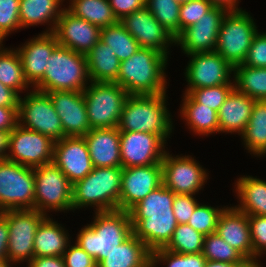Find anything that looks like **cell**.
Masks as SVG:
<instances>
[{"label": "cell", "mask_w": 266, "mask_h": 267, "mask_svg": "<svg viewBox=\"0 0 266 267\" xmlns=\"http://www.w3.org/2000/svg\"><path fill=\"white\" fill-rule=\"evenodd\" d=\"M194 196L175 194L173 213L178 224H187L196 206L199 204Z\"/></svg>", "instance_id": "49"}, {"label": "cell", "mask_w": 266, "mask_h": 267, "mask_svg": "<svg viewBox=\"0 0 266 267\" xmlns=\"http://www.w3.org/2000/svg\"><path fill=\"white\" fill-rule=\"evenodd\" d=\"M227 12L222 7L213 6L197 23L175 38V45L180 46L186 55L215 51L221 22Z\"/></svg>", "instance_id": "17"}, {"label": "cell", "mask_w": 266, "mask_h": 267, "mask_svg": "<svg viewBox=\"0 0 266 267\" xmlns=\"http://www.w3.org/2000/svg\"><path fill=\"white\" fill-rule=\"evenodd\" d=\"M167 94L129 95L120 116L119 131H140L159 135L165 142L174 130L167 110ZM173 129V130H172Z\"/></svg>", "instance_id": "3"}, {"label": "cell", "mask_w": 266, "mask_h": 267, "mask_svg": "<svg viewBox=\"0 0 266 267\" xmlns=\"http://www.w3.org/2000/svg\"><path fill=\"white\" fill-rule=\"evenodd\" d=\"M10 132L11 131L0 130V160H5L7 158Z\"/></svg>", "instance_id": "57"}, {"label": "cell", "mask_w": 266, "mask_h": 267, "mask_svg": "<svg viewBox=\"0 0 266 267\" xmlns=\"http://www.w3.org/2000/svg\"><path fill=\"white\" fill-rule=\"evenodd\" d=\"M167 56L151 48H140L120 63L119 84L129 95H157L166 93Z\"/></svg>", "instance_id": "1"}, {"label": "cell", "mask_w": 266, "mask_h": 267, "mask_svg": "<svg viewBox=\"0 0 266 267\" xmlns=\"http://www.w3.org/2000/svg\"><path fill=\"white\" fill-rule=\"evenodd\" d=\"M202 253L206 260L210 261L231 264H251L240 252L227 244L216 233L204 237Z\"/></svg>", "instance_id": "39"}, {"label": "cell", "mask_w": 266, "mask_h": 267, "mask_svg": "<svg viewBox=\"0 0 266 267\" xmlns=\"http://www.w3.org/2000/svg\"><path fill=\"white\" fill-rule=\"evenodd\" d=\"M92 223L83 226L75 243L98 264L107 254L121 245L132 233L129 211L96 212Z\"/></svg>", "instance_id": "2"}, {"label": "cell", "mask_w": 266, "mask_h": 267, "mask_svg": "<svg viewBox=\"0 0 266 267\" xmlns=\"http://www.w3.org/2000/svg\"><path fill=\"white\" fill-rule=\"evenodd\" d=\"M100 32V27L75 17L65 8L57 21L53 33L59 45L87 55L100 40Z\"/></svg>", "instance_id": "20"}, {"label": "cell", "mask_w": 266, "mask_h": 267, "mask_svg": "<svg viewBox=\"0 0 266 267\" xmlns=\"http://www.w3.org/2000/svg\"><path fill=\"white\" fill-rule=\"evenodd\" d=\"M122 173L123 167H94L72 185V210L90 206L94 212L119 210Z\"/></svg>", "instance_id": "4"}, {"label": "cell", "mask_w": 266, "mask_h": 267, "mask_svg": "<svg viewBox=\"0 0 266 267\" xmlns=\"http://www.w3.org/2000/svg\"><path fill=\"white\" fill-rule=\"evenodd\" d=\"M8 240L9 228L7 223V211H4L0 212V260L8 259Z\"/></svg>", "instance_id": "53"}, {"label": "cell", "mask_w": 266, "mask_h": 267, "mask_svg": "<svg viewBox=\"0 0 266 267\" xmlns=\"http://www.w3.org/2000/svg\"><path fill=\"white\" fill-rule=\"evenodd\" d=\"M100 40L114 51L120 61L129 59L140 49L138 42L130 35L120 21L101 28Z\"/></svg>", "instance_id": "38"}, {"label": "cell", "mask_w": 266, "mask_h": 267, "mask_svg": "<svg viewBox=\"0 0 266 267\" xmlns=\"http://www.w3.org/2000/svg\"><path fill=\"white\" fill-rule=\"evenodd\" d=\"M253 247V266H262L258 260L266 254V216H248ZM259 257V258H258Z\"/></svg>", "instance_id": "46"}, {"label": "cell", "mask_w": 266, "mask_h": 267, "mask_svg": "<svg viewBox=\"0 0 266 267\" xmlns=\"http://www.w3.org/2000/svg\"><path fill=\"white\" fill-rule=\"evenodd\" d=\"M13 263L8 259L0 260V267H12Z\"/></svg>", "instance_id": "59"}, {"label": "cell", "mask_w": 266, "mask_h": 267, "mask_svg": "<svg viewBox=\"0 0 266 267\" xmlns=\"http://www.w3.org/2000/svg\"><path fill=\"white\" fill-rule=\"evenodd\" d=\"M257 33L256 23L248 12L228 11L221 22L215 51L233 67L243 64Z\"/></svg>", "instance_id": "6"}, {"label": "cell", "mask_w": 266, "mask_h": 267, "mask_svg": "<svg viewBox=\"0 0 266 267\" xmlns=\"http://www.w3.org/2000/svg\"><path fill=\"white\" fill-rule=\"evenodd\" d=\"M62 224L46 216L34 237V257L62 256L71 243Z\"/></svg>", "instance_id": "27"}, {"label": "cell", "mask_w": 266, "mask_h": 267, "mask_svg": "<svg viewBox=\"0 0 266 267\" xmlns=\"http://www.w3.org/2000/svg\"><path fill=\"white\" fill-rule=\"evenodd\" d=\"M34 168L0 160V212L34 209Z\"/></svg>", "instance_id": "9"}, {"label": "cell", "mask_w": 266, "mask_h": 267, "mask_svg": "<svg viewBox=\"0 0 266 267\" xmlns=\"http://www.w3.org/2000/svg\"><path fill=\"white\" fill-rule=\"evenodd\" d=\"M58 45L53 32H43L16 48L25 79L31 87L34 88L43 79L48 59Z\"/></svg>", "instance_id": "22"}, {"label": "cell", "mask_w": 266, "mask_h": 267, "mask_svg": "<svg viewBox=\"0 0 266 267\" xmlns=\"http://www.w3.org/2000/svg\"><path fill=\"white\" fill-rule=\"evenodd\" d=\"M18 124L28 130L51 137L54 141L65 137L61 119L50 96L35 89L19 99Z\"/></svg>", "instance_id": "10"}, {"label": "cell", "mask_w": 266, "mask_h": 267, "mask_svg": "<svg viewBox=\"0 0 266 267\" xmlns=\"http://www.w3.org/2000/svg\"><path fill=\"white\" fill-rule=\"evenodd\" d=\"M225 207L215 208L200 203L196 206L187 224L204 236L215 233L219 215Z\"/></svg>", "instance_id": "43"}, {"label": "cell", "mask_w": 266, "mask_h": 267, "mask_svg": "<svg viewBox=\"0 0 266 267\" xmlns=\"http://www.w3.org/2000/svg\"><path fill=\"white\" fill-rule=\"evenodd\" d=\"M213 5L208 0H189L180 6V33L197 23Z\"/></svg>", "instance_id": "47"}, {"label": "cell", "mask_w": 266, "mask_h": 267, "mask_svg": "<svg viewBox=\"0 0 266 267\" xmlns=\"http://www.w3.org/2000/svg\"><path fill=\"white\" fill-rule=\"evenodd\" d=\"M235 182L239 204L235 207L247 214L266 216V181L257 177L242 176Z\"/></svg>", "instance_id": "30"}, {"label": "cell", "mask_w": 266, "mask_h": 267, "mask_svg": "<svg viewBox=\"0 0 266 267\" xmlns=\"http://www.w3.org/2000/svg\"><path fill=\"white\" fill-rule=\"evenodd\" d=\"M255 101L234 88L217 112L219 133L241 135L251 117Z\"/></svg>", "instance_id": "26"}, {"label": "cell", "mask_w": 266, "mask_h": 267, "mask_svg": "<svg viewBox=\"0 0 266 267\" xmlns=\"http://www.w3.org/2000/svg\"><path fill=\"white\" fill-rule=\"evenodd\" d=\"M187 56L190 60L184 73L188 83L185 93L192 89L234 84L230 79L231 74H234V67L216 51L193 53Z\"/></svg>", "instance_id": "14"}, {"label": "cell", "mask_w": 266, "mask_h": 267, "mask_svg": "<svg viewBox=\"0 0 266 267\" xmlns=\"http://www.w3.org/2000/svg\"><path fill=\"white\" fill-rule=\"evenodd\" d=\"M167 267H204L206 258L203 253L179 254L170 250L159 248L151 252V267L157 264Z\"/></svg>", "instance_id": "42"}, {"label": "cell", "mask_w": 266, "mask_h": 267, "mask_svg": "<svg viewBox=\"0 0 266 267\" xmlns=\"http://www.w3.org/2000/svg\"><path fill=\"white\" fill-rule=\"evenodd\" d=\"M162 184L161 164L123 168L119 210L129 211Z\"/></svg>", "instance_id": "18"}, {"label": "cell", "mask_w": 266, "mask_h": 267, "mask_svg": "<svg viewBox=\"0 0 266 267\" xmlns=\"http://www.w3.org/2000/svg\"><path fill=\"white\" fill-rule=\"evenodd\" d=\"M0 82L16 91L19 95L28 90L29 83L25 79L22 63L16 49L4 48L0 44Z\"/></svg>", "instance_id": "37"}, {"label": "cell", "mask_w": 266, "mask_h": 267, "mask_svg": "<svg viewBox=\"0 0 266 267\" xmlns=\"http://www.w3.org/2000/svg\"><path fill=\"white\" fill-rule=\"evenodd\" d=\"M120 22L140 48H151L168 57L169 46L175 45V37L171 35L144 7L125 16Z\"/></svg>", "instance_id": "16"}, {"label": "cell", "mask_w": 266, "mask_h": 267, "mask_svg": "<svg viewBox=\"0 0 266 267\" xmlns=\"http://www.w3.org/2000/svg\"><path fill=\"white\" fill-rule=\"evenodd\" d=\"M174 198L175 193L162 184L129 210L130 218L146 219L148 215L174 214Z\"/></svg>", "instance_id": "36"}, {"label": "cell", "mask_w": 266, "mask_h": 267, "mask_svg": "<svg viewBox=\"0 0 266 267\" xmlns=\"http://www.w3.org/2000/svg\"><path fill=\"white\" fill-rule=\"evenodd\" d=\"M20 0H0V44L20 27Z\"/></svg>", "instance_id": "45"}, {"label": "cell", "mask_w": 266, "mask_h": 267, "mask_svg": "<svg viewBox=\"0 0 266 267\" xmlns=\"http://www.w3.org/2000/svg\"><path fill=\"white\" fill-rule=\"evenodd\" d=\"M55 141L19 124L11 130L7 160L30 168L40 167L53 160Z\"/></svg>", "instance_id": "13"}, {"label": "cell", "mask_w": 266, "mask_h": 267, "mask_svg": "<svg viewBox=\"0 0 266 267\" xmlns=\"http://www.w3.org/2000/svg\"><path fill=\"white\" fill-rule=\"evenodd\" d=\"M180 6L176 0H146L145 7L175 38L180 34Z\"/></svg>", "instance_id": "40"}, {"label": "cell", "mask_w": 266, "mask_h": 267, "mask_svg": "<svg viewBox=\"0 0 266 267\" xmlns=\"http://www.w3.org/2000/svg\"><path fill=\"white\" fill-rule=\"evenodd\" d=\"M87 70L90 82H115L121 61L114 51L99 40L87 53Z\"/></svg>", "instance_id": "31"}, {"label": "cell", "mask_w": 266, "mask_h": 267, "mask_svg": "<svg viewBox=\"0 0 266 267\" xmlns=\"http://www.w3.org/2000/svg\"><path fill=\"white\" fill-rule=\"evenodd\" d=\"M179 4H183L185 2H188L189 0H176Z\"/></svg>", "instance_id": "60"}, {"label": "cell", "mask_w": 266, "mask_h": 267, "mask_svg": "<svg viewBox=\"0 0 266 267\" xmlns=\"http://www.w3.org/2000/svg\"><path fill=\"white\" fill-rule=\"evenodd\" d=\"M62 258L65 267H97L96 261L76 243L68 245Z\"/></svg>", "instance_id": "50"}, {"label": "cell", "mask_w": 266, "mask_h": 267, "mask_svg": "<svg viewBox=\"0 0 266 267\" xmlns=\"http://www.w3.org/2000/svg\"><path fill=\"white\" fill-rule=\"evenodd\" d=\"M183 97L180 116L186 120L189 129L199 136L219 133L217 111L197 103L188 93H184Z\"/></svg>", "instance_id": "32"}, {"label": "cell", "mask_w": 266, "mask_h": 267, "mask_svg": "<svg viewBox=\"0 0 266 267\" xmlns=\"http://www.w3.org/2000/svg\"><path fill=\"white\" fill-rule=\"evenodd\" d=\"M97 267H151V251L132 233Z\"/></svg>", "instance_id": "29"}, {"label": "cell", "mask_w": 266, "mask_h": 267, "mask_svg": "<svg viewBox=\"0 0 266 267\" xmlns=\"http://www.w3.org/2000/svg\"><path fill=\"white\" fill-rule=\"evenodd\" d=\"M146 0H109V4L118 21L125 16L145 7Z\"/></svg>", "instance_id": "51"}, {"label": "cell", "mask_w": 266, "mask_h": 267, "mask_svg": "<svg viewBox=\"0 0 266 267\" xmlns=\"http://www.w3.org/2000/svg\"><path fill=\"white\" fill-rule=\"evenodd\" d=\"M89 83L86 55L58 45L48 59L43 79L34 89L43 93L83 91Z\"/></svg>", "instance_id": "5"}, {"label": "cell", "mask_w": 266, "mask_h": 267, "mask_svg": "<svg viewBox=\"0 0 266 267\" xmlns=\"http://www.w3.org/2000/svg\"><path fill=\"white\" fill-rule=\"evenodd\" d=\"M243 65L249 67H266V32L254 36L251 47Z\"/></svg>", "instance_id": "48"}, {"label": "cell", "mask_w": 266, "mask_h": 267, "mask_svg": "<svg viewBox=\"0 0 266 267\" xmlns=\"http://www.w3.org/2000/svg\"><path fill=\"white\" fill-rule=\"evenodd\" d=\"M133 234L152 252L164 248L177 227L174 214L148 215L146 219H131Z\"/></svg>", "instance_id": "25"}, {"label": "cell", "mask_w": 266, "mask_h": 267, "mask_svg": "<svg viewBox=\"0 0 266 267\" xmlns=\"http://www.w3.org/2000/svg\"><path fill=\"white\" fill-rule=\"evenodd\" d=\"M52 162L72 185L94 168L84 136L64 137L55 141Z\"/></svg>", "instance_id": "19"}, {"label": "cell", "mask_w": 266, "mask_h": 267, "mask_svg": "<svg viewBox=\"0 0 266 267\" xmlns=\"http://www.w3.org/2000/svg\"><path fill=\"white\" fill-rule=\"evenodd\" d=\"M234 88L255 100H266V67L234 66Z\"/></svg>", "instance_id": "35"}, {"label": "cell", "mask_w": 266, "mask_h": 267, "mask_svg": "<svg viewBox=\"0 0 266 267\" xmlns=\"http://www.w3.org/2000/svg\"><path fill=\"white\" fill-rule=\"evenodd\" d=\"M28 267H65L62 256L34 257Z\"/></svg>", "instance_id": "55"}, {"label": "cell", "mask_w": 266, "mask_h": 267, "mask_svg": "<svg viewBox=\"0 0 266 267\" xmlns=\"http://www.w3.org/2000/svg\"><path fill=\"white\" fill-rule=\"evenodd\" d=\"M241 138L248 153L257 157L266 155V100L255 101Z\"/></svg>", "instance_id": "33"}, {"label": "cell", "mask_w": 266, "mask_h": 267, "mask_svg": "<svg viewBox=\"0 0 266 267\" xmlns=\"http://www.w3.org/2000/svg\"><path fill=\"white\" fill-rule=\"evenodd\" d=\"M204 235L188 224H177L172 238L164 249L179 254H194L203 251Z\"/></svg>", "instance_id": "41"}, {"label": "cell", "mask_w": 266, "mask_h": 267, "mask_svg": "<svg viewBox=\"0 0 266 267\" xmlns=\"http://www.w3.org/2000/svg\"><path fill=\"white\" fill-rule=\"evenodd\" d=\"M66 9L75 17L84 19L100 28L118 22L109 0H70Z\"/></svg>", "instance_id": "34"}, {"label": "cell", "mask_w": 266, "mask_h": 267, "mask_svg": "<svg viewBox=\"0 0 266 267\" xmlns=\"http://www.w3.org/2000/svg\"><path fill=\"white\" fill-rule=\"evenodd\" d=\"M45 217V214L36 209L7 210V256L14 265L25 261L29 263L34 258V237Z\"/></svg>", "instance_id": "11"}, {"label": "cell", "mask_w": 266, "mask_h": 267, "mask_svg": "<svg viewBox=\"0 0 266 267\" xmlns=\"http://www.w3.org/2000/svg\"><path fill=\"white\" fill-rule=\"evenodd\" d=\"M166 142L157 134L120 131V152L123 168L161 164Z\"/></svg>", "instance_id": "15"}, {"label": "cell", "mask_w": 266, "mask_h": 267, "mask_svg": "<svg viewBox=\"0 0 266 267\" xmlns=\"http://www.w3.org/2000/svg\"><path fill=\"white\" fill-rule=\"evenodd\" d=\"M84 138L94 167H122L118 127L93 128Z\"/></svg>", "instance_id": "24"}, {"label": "cell", "mask_w": 266, "mask_h": 267, "mask_svg": "<svg viewBox=\"0 0 266 267\" xmlns=\"http://www.w3.org/2000/svg\"><path fill=\"white\" fill-rule=\"evenodd\" d=\"M34 209L48 216L51 210L72 211V184L53 162L34 168Z\"/></svg>", "instance_id": "8"}, {"label": "cell", "mask_w": 266, "mask_h": 267, "mask_svg": "<svg viewBox=\"0 0 266 267\" xmlns=\"http://www.w3.org/2000/svg\"><path fill=\"white\" fill-rule=\"evenodd\" d=\"M64 0H20V27L49 24L44 33H52L61 16Z\"/></svg>", "instance_id": "28"}, {"label": "cell", "mask_w": 266, "mask_h": 267, "mask_svg": "<svg viewBox=\"0 0 266 267\" xmlns=\"http://www.w3.org/2000/svg\"><path fill=\"white\" fill-rule=\"evenodd\" d=\"M252 264H231L218 261L206 260L204 267H252Z\"/></svg>", "instance_id": "58"}, {"label": "cell", "mask_w": 266, "mask_h": 267, "mask_svg": "<svg viewBox=\"0 0 266 267\" xmlns=\"http://www.w3.org/2000/svg\"><path fill=\"white\" fill-rule=\"evenodd\" d=\"M91 129L118 127L129 94L115 82H90L84 90Z\"/></svg>", "instance_id": "7"}, {"label": "cell", "mask_w": 266, "mask_h": 267, "mask_svg": "<svg viewBox=\"0 0 266 267\" xmlns=\"http://www.w3.org/2000/svg\"><path fill=\"white\" fill-rule=\"evenodd\" d=\"M234 89V84H223L212 87L192 89L188 94L200 104L207 106L218 112L225 102L230 92Z\"/></svg>", "instance_id": "44"}, {"label": "cell", "mask_w": 266, "mask_h": 267, "mask_svg": "<svg viewBox=\"0 0 266 267\" xmlns=\"http://www.w3.org/2000/svg\"><path fill=\"white\" fill-rule=\"evenodd\" d=\"M20 95L0 82V106L18 107Z\"/></svg>", "instance_id": "54"}, {"label": "cell", "mask_w": 266, "mask_h": 267, "mask_svg": "<svg viewBox=\"0 0 266 267\" xmlns=\"http://www.w3.org/2000/svg\"><path fill=\"white\" fill-rule=\"evenodd\" d=\"M161 165L163 185L175 194H198L207 182L206 169L192 156H172L166 151Z\"/></svg>", "instance_id": "12"}, {"label": "cell", "mask_w": 266, "mask_h": 267, "mask_svg": "<svg viewBox=\"0 0 266 267\" xmlns=\"http://www.w3.org/2000/svg\"><path fill=\"white\" fill-rule=\"evenodd\" d=\"M214 7H222L227 11H239L242 8H238L239 0H208Z\"/></svg>", "instance_id": "56"}, {"label": "cell", "mask_w": 266, "mask_h": 267, "mask_svg": "<svg viewBox=\"0 0 266 267\" xmlns=\"http://www.w3.org/2000/svg\"><path fill=\"white\" fill-rule=\"evenodd\" d=\"M61 119L65 137L84 136L91 130L83 91L47 92Z\"/></svg>", "instance_id": "21"}, {"label": "cell", "mask_w": 266, "mask_h": 267, "mask_svg": "<svg viewBox=\"0 0 266 267\" xmlns=\"http://www.w3.org/2000/svg\"><path fill=\"white\" fill-rule=\"evenodd\" d=\"M18 125V107L0 106V130L11 131Z\"/></svg>", "instance_id": "52"}, {"label": "cell", "mask_w": 266, "mask_h": 267, "mask_svg": "<svg viewBox=\"0 0 266 267\" xmlns=\"http://www.w3.org/2000/svg\"><path fill=\"white\" fill-rule=\"evenodd\" d=\"M215 233L253 265V247L247 214L238 210L235 205L225 207L219 215Z\"/></svg>", "instance_id": "23"}]
</instances>
